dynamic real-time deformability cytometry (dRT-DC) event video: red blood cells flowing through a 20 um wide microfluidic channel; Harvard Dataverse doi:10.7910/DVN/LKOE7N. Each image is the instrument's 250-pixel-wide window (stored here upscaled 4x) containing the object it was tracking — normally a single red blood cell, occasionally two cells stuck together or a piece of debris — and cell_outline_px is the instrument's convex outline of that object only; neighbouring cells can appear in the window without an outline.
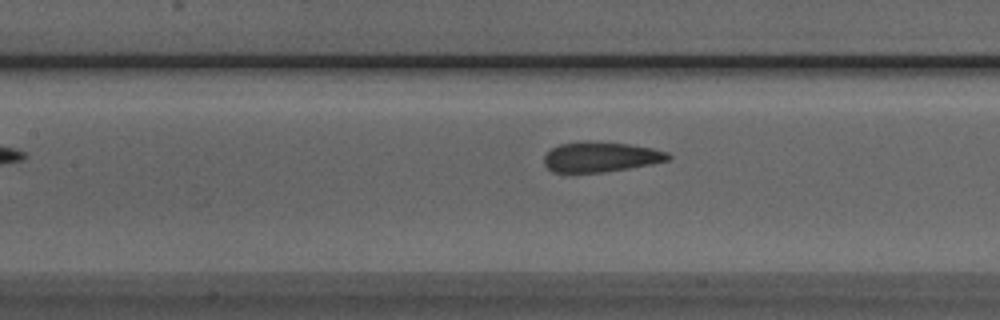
{"species": "Egyptian fruit bat (a non-hibernating species)", "species_latin": "Rousettus aegyptiacus", "temperature_condition": "room temperature", "stored_images_in_passage": 15, "camera_frame_rate_fps": 3000, "um_per_image_px": 0.085, "animal": {"sex": "male"}, "frame": {"image": 1, "passage_image": 9, "time_ms": 2.667, "image_size_px": [1000, 320], "cell_outline_px": [[672, 156], [668, 160], [652, 164], [604, 172], [552, 172], [544, 164], [544, 156], [552, 148], [560, 144], [584, 140], [592, 140], [628, 144], [652, 148], [668, 152]], "centroid_in_image_um": [51.05, 13.32], "position_along_channel_um": 156.3, "area_um2": 21.91}}
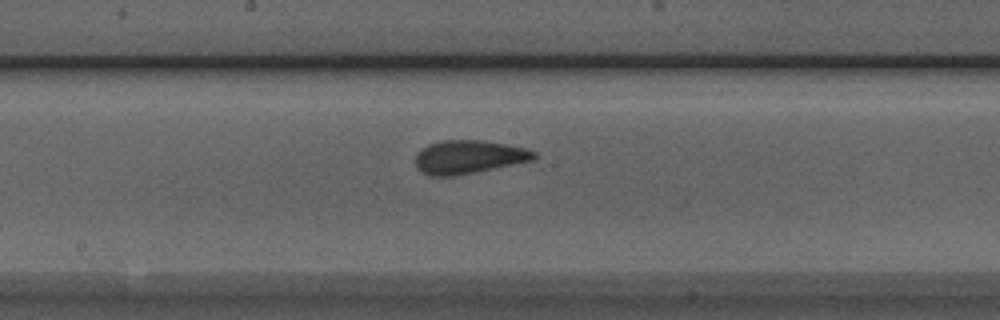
{"frame": {"image": 2, "passage_image": 13, "time_ms": 4.0, "image_size_px": [1000, 320], "cell_outline_px": [[536, 160], [476, 172], [452, 176], [428, 176], [416, 168], [416, 152], [420, 148], [428, 144], [440, 140], [484, 140], [524, 148], [536, 152]], "centroid_in_image_um": [39.81, 13.34], "position_along_channel_um": 208.4, "area_um2": 23.35}}